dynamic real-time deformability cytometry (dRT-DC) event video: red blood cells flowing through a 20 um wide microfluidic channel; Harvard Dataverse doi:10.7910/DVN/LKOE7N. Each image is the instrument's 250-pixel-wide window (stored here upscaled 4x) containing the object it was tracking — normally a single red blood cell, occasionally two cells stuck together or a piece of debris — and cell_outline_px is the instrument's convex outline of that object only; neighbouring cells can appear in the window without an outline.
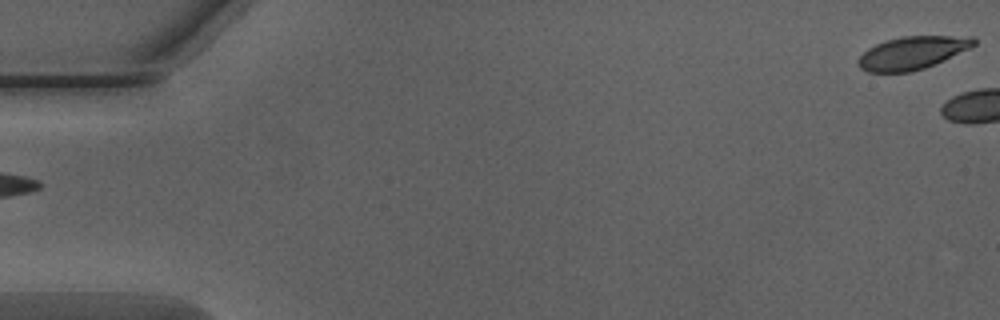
{"species": "Egyptian fruit bat (a non-hibernating species)", "species_latin": "Rousettus aegyptiacus", "temperature_condition": "warm", "stored_images_in_passage": 4, "camera_frame_rate_fps": 3000, "um_per_image_px": 0.085, "animal": {"sex": "male"}, "frame": {"image": 1, "passage_image": 1, "time_ms": 0.0, "image_size_px": [1000, 320], "cell_outline_px": [[976, 44], [972, 48], [944, 60], [924, 68], [912, 72], [868, 72], [860, 68], [856, 64], [856, 60], [868, 48], [876, 44], [900, 36], [972, 36], [976, 40]], "centroid_in_image_um": [77.56, 4.49], "position_along_channel_um": 7.4, "area_um2": 22.31}}